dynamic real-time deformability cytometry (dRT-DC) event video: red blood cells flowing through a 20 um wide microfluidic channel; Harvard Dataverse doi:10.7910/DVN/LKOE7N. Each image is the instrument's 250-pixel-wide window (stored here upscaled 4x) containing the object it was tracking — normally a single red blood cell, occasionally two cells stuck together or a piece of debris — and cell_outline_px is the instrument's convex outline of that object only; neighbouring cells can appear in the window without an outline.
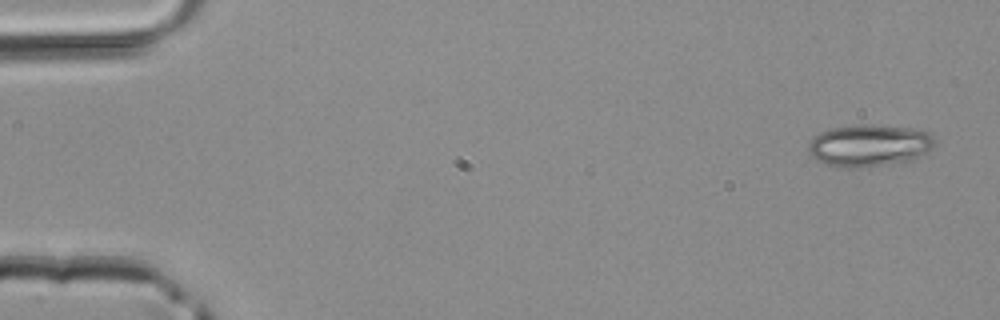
{"species": "common noctule bat (a hibernating species)", "species_latin": "Nyctalus noctula", "temperature_condition": "room temperature", "stored_images_in_passage": 4, "camera_frame_rate_fps": 3000, "um_per_image_px": 0.085, "animal": {"sex": "male", "body_mass_g": 20.4}, "frame": {"image": 1, "passage_image": 1, "time_ms": 0.0, "image_size_px": [1000, 320], "cell_outline_px": [[936, 140], [932, 148], [912, 160], [884, 164], [852, 168], [840, 168], [824, 164], [816, 160], [808, 152], [808, 144], [820, 132], [828, 128], [856, 124], [868, 124], [912, 128], [928, 132]], "centroid_in_image_um": [73.84, 12.35], "position_along_channel_um": 11.2, "area_um2": 31.04}}